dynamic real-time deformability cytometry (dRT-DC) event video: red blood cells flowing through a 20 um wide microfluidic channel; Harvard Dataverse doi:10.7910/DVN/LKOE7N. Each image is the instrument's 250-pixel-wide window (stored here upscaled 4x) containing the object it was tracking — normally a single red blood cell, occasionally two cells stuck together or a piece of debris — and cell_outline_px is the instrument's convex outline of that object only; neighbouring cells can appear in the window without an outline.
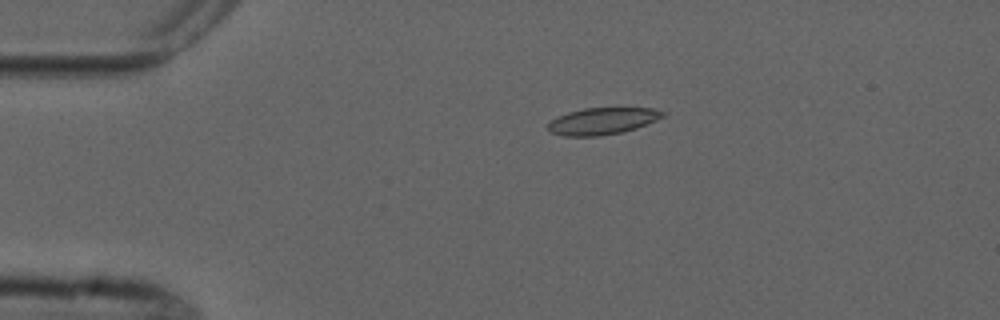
{"species": "common noctule bat (a hibernating species)", "species_latin": "Nyctalus noctula", "temperature_condition": "cold", "stored_images_in_passage": 6, "camera_frame_rate_fps": 3000, "um_per_image_px": 0.085, "animal": {"sex": "male", "forearm_length_mm": 52.5}, "frame": {"image": 1, "passage_image": 3, "time_ms": 3.333, "image_size_px": [1000, 320], "cell_outline_px": [[668, 112], [664, 116], [656, 120], [636, 128], [620, 132], [600, 136], [564, 136], [552, 132], [548, 128], [548, 124], [552, 120], [568, 112], [584, 108], [656, 108]], "centroid_in_image_um": [51.26, 10.28], "position_along_channel_um": 33.7, "area_um2": 17.8}}
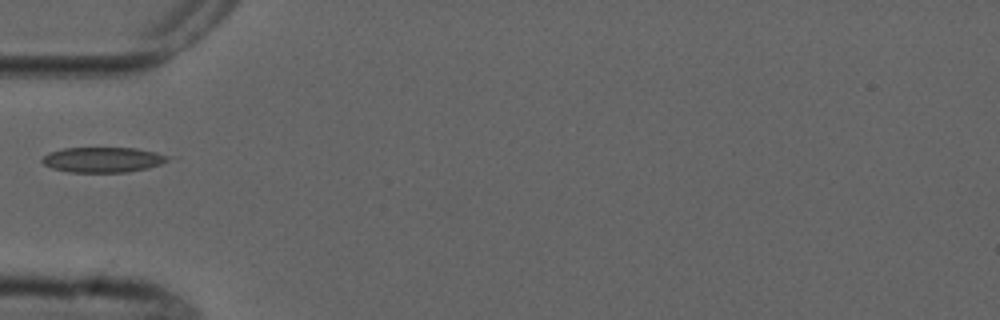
{"frame": {"image": 2, "passage_image": 5, "time_ms": 5.667, "image_size_px": [1000, 320], "cell_outline_px": [[168, 160], [160, 164], [148, 168], [128, 172], [68, 172], [52, 168], [44, 164], [40, 160], [48, 152], [64, 148], [136, 148], [156, 152], [168, 156]], "centroid_in_image_um": [8.71, 13.57], "position_along_channel_um": 76.3, "area_um2": 18.44}}
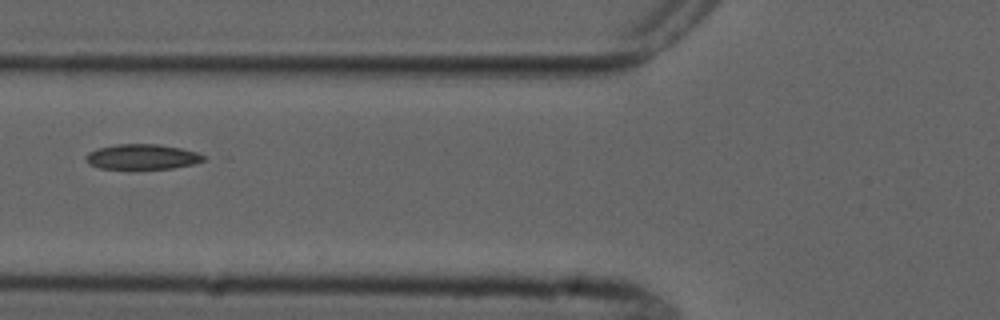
{"frame": {"image": 3, "passage_image": 6, "time_ms": 6.667, "image_size_px": [1000, 320], "cell_outline_px": [[204, 160], [196, 164], [172, 168], [128, 172], [100, 168], [88, 164], [84, 156], [88, 152], [96, 148], [116, 144], [160, 144], [180, 148], [196, 152], [204, 156]], "centroid_in_image_um": [12.01, 13.38], "position_along_channel_um": 113.8, "area_um2": 18.26}}